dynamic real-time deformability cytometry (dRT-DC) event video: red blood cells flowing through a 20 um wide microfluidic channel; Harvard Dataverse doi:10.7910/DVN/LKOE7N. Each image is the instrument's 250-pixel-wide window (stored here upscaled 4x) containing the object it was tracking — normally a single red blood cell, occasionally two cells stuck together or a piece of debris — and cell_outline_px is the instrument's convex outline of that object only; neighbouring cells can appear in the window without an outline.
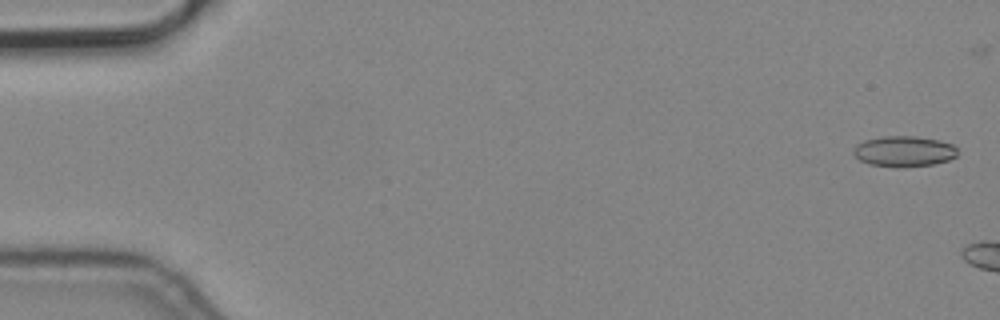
{"species": "common noctule bat (a hibernating species)", "species_latin": "Nyctalus noctula", "temperature_condition": "cold", "stored_images_in_passage": 3, "camera_frame_rate_fps": 3000, "um_per_image_px": 0.085, "animal": {"sex": "male", "body_mass_g": 19.2, "forearm_length_mm": 51.8}, "frame": {"image": 1, "passage_image": 1, "time_ms": 0.0, "image_size_px": [1000, 320], "cell_outline_px": [[956, 156], [948, 160], [932, 164], [904, 168], [896, 168], [868, 164], [860, 160], [852, 152], [852, 148], [856, 144], [864, 140], [884, 136], [916, 136], [936, 140], [952, 144], [956, 148]], "centroid_in_image_um": [76.78, 12.87], "position_along_channel_um": 8.2, "area_um2": 18.73}}